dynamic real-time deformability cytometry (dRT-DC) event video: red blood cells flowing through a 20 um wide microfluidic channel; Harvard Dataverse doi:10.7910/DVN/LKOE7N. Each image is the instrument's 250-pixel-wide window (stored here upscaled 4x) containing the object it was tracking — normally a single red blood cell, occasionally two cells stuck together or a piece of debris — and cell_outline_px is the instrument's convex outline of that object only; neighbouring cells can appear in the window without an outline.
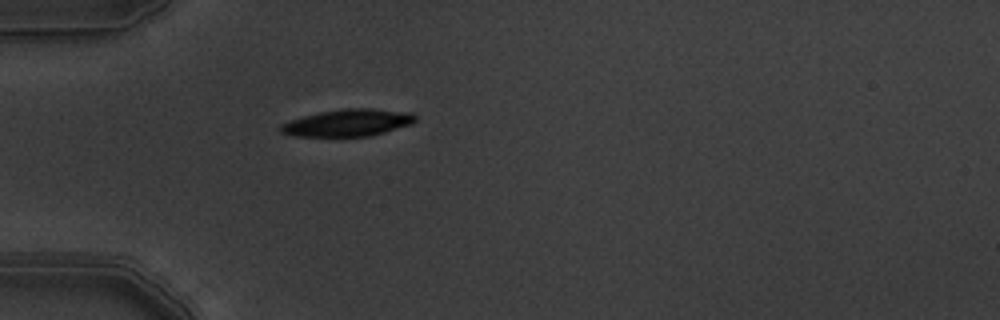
{"species": "common noctule bat (a hibernating species)", "species_latin": "Nyctalus noctula", "temperature_condition": "warm", "stored_images_in_passage": 1, "camera_frame_rate_fps": 3000, "um_per_image_px": 0.085, "animal": {"sex": "male", "body_mass_g": 19.5, "forearm_length_mm": 54.6}, "frame": {"image": 1, "passage_image": 1, "time_ms": 0.0, "image_size_px": [1000, 320], "cell_outline_px": [[416, 120], [412, 124], [384, 132], [368, 136], [292, 136], [280, 132], [280, 124], [304, 116], [320, 112], [344, 108], [372, 108], [412, 112], [416, 116]], "centroid_in_image_um": [29.59, 10.43], "position_along_channel_um": 55.4, "area_um2": 21.21}}